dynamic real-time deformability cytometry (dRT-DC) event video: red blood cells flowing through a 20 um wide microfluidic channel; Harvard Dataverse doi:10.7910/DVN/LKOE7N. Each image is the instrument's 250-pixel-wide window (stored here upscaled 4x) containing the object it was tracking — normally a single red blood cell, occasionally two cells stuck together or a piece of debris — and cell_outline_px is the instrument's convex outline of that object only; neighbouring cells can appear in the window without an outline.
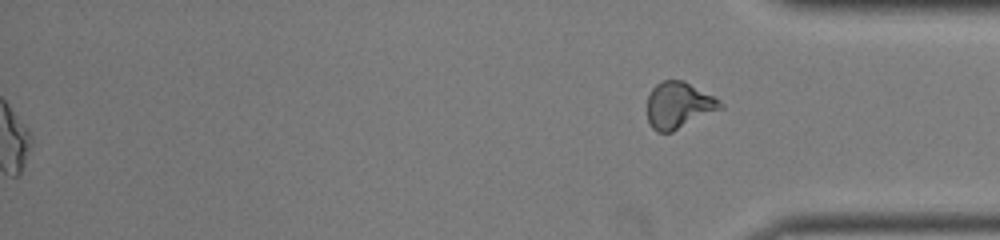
{"species": "common noctule bat (a hibernating species)", "species_latin": "Nyctalus noctula", "temperature_condition": "room temperature", "stored_images_in_passage": 45, "segment_of_instrument_passage": [2, 2], "camera_frame_rate_fps": 3000, "um_per_image_px": 0.085, "animal": {"sex": "female", "body_mass_g": 22.0, "forearm_length_mm": 56.7}, "frame": {"image": 1, "passage_image": 45, "time_ms": 14.667, "image_size_px": [1000, 240], "cell_outline_px": [[724, 108], [672, 132], [656, 132], [648, 124], [648, 96], [652, 88], [660, 80], [684, 80], [720, 100], [724, 104]], "centroid_in_image_um": [57.69, 8.95], "position_along_channel_um": 377.5, "area_um2": 20.0}}